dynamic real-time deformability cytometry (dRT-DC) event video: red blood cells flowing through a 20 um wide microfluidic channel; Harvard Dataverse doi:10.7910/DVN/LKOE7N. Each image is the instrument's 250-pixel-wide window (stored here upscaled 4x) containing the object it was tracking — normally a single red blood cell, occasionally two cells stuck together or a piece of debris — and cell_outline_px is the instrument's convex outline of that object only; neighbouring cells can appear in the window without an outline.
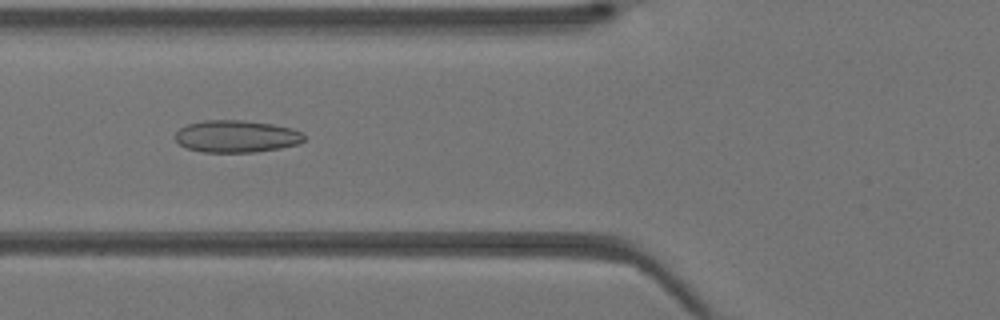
{"species": "Egyptian fruit bat (a non-hibernating species)", "species_latin": "Rousettus aegyptiacus", "temperature_condition": "warm", "stored_images_in_passage": 27, "camera_frame_rate_fps": 3000, "um_per_image_px": 0.085, "animal": {"sex": "female"}, "frame": {"image": 1, "passage_image": 7, "time_ms": 2.0, "image_size_px": [1000, 320], "cell_outline_px": [[304, 140], [300, 144], [280, 148], [256, 152], [204, 152], [188, 148], [180, 144], [176, 140], [176, 132], [180, 128], [188, 124], [204, 120], [240, 120], [272, 124], [292, 128], [304, 132]], "centroid_in_image_um": [20.14, 11.59], "position_along_channel_um": 105.7, "area_um2": 24.16}}
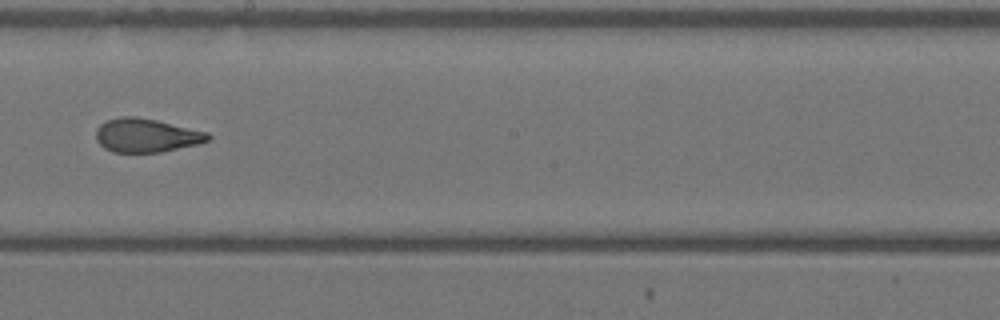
{"frame": {"image": 2, "passage_image": 15, "time_ms": 4.667, "image_size_px": [1000, 320], "cell_outline_px": [[212, 136], [208, 140], [200, 144], [160, 152], [112, 152], [104, 148], [96, 140], [96, 128], [100, 124], [108, 120], [120, 116], [136, 116], [156, 120], [208, 132]], "centroid_in_image_um": [12.43, 11.51], "position_along_channel_um": 235.8, "area_um2": 22.08}}
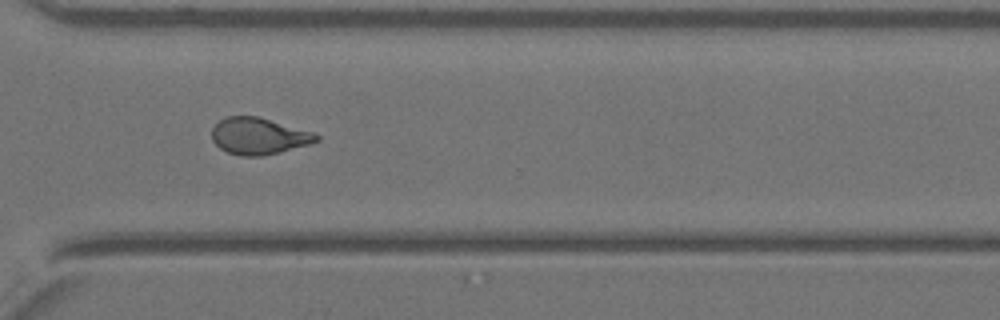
{"frame": {"image": 3, "passage_image": 22, "time_ms": 7.0, "image_size_px": [1000, 320], "cell_outline_px": [[320, 140], [312, 144], [264, 156], [240, 156], [228, 152], [220, 148], [212, 140], [212, 128], [220, 120], [228, 116], [256, 116], [316, 132], [320, 136]], "centroid_in_image_um": [22.04, 11.57], "position_along_channel_um": 348.6, "area_um2": 22.54}}